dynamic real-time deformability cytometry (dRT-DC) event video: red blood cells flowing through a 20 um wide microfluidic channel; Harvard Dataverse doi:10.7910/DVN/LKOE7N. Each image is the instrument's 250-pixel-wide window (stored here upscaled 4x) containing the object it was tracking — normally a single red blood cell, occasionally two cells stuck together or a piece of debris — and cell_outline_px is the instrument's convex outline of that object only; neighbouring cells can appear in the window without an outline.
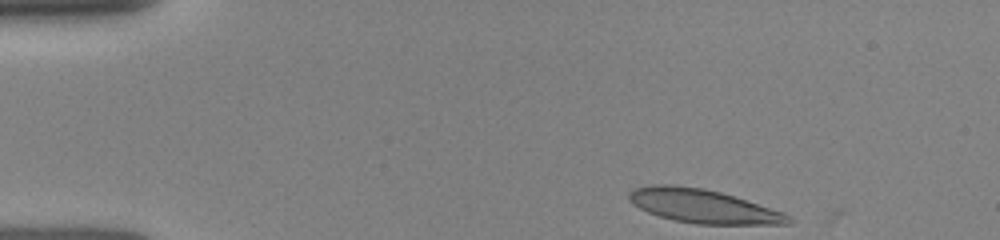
{"species": "human", "species_latin": "Homo sapiens", "temperature_condition": "room temperature", "stored_images_in_passage": 8, "camera_frame_rate_fps": 3000, "um_per_image_px": 0.085, "donor": {"sex": "female"}, "frame": {"image": 1, "passage_image": 1, "time_ms": 0.0, "image_size_px": [1000, 240], "cell_outline_px": [[792, 224], [696, 224], [676, 220], [660, 216], [648, 212], [640, 208], [628, 200], [628, 192], [636, 188], [660, 184], [672, 184], [704, 188], [720, 192], [784, 212], [792, 220]], "centroid_in_image_um": [59.76, 17.52], "position_along_channel_um": 25.2, "area_um2": 30.98}}
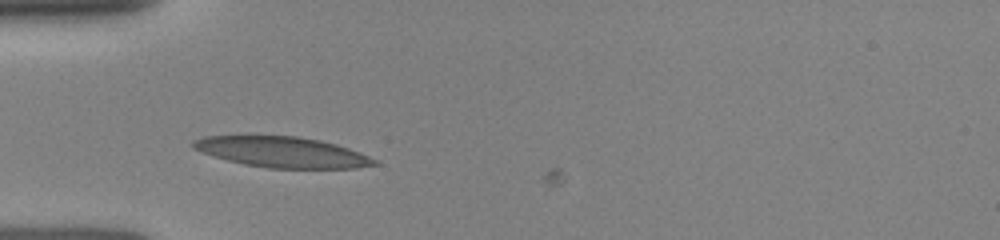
{"frame": {"image": 2, "passage_image": 7, "time_ms": 2.667, "image_size_px": [1000, 240], "cell_outline_px": [[380, 164], [356, 168], [268, 168], [244, 164], [228, 160], [192, 148], [192, 140], [204, 136], [296, 136], [320, 140], [336, 144], [360, 152], [376, 160]], "centroid_in_image_um": [24.01, 12.93], "position_along_channel_um": 61.0, "area_um2": 32.08}}